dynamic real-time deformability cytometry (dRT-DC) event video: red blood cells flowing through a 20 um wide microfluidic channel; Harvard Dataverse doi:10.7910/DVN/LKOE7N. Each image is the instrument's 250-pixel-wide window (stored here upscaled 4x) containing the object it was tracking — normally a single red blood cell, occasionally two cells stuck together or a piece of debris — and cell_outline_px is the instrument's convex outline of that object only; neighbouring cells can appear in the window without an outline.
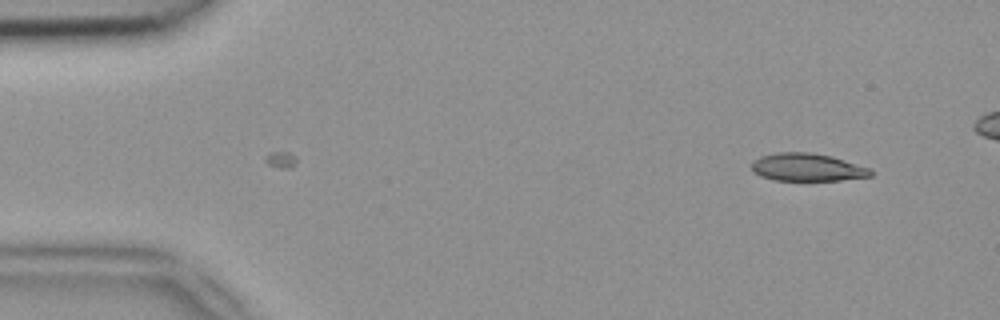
{"species": "common noctule bat (a hibernating species)", "species_latin": "Nyctalus noctula", "temperature_condition": "room temperature", "stored_images_in_passage": 43, "camera_frame_rate_fps": 3000, "um_per_image_px": 0.085, "animal": {"sex": "female", "body_mass_g": 18.4}, "frame": {"image": 1, "passage_image": 1, "time_ms": 0.0, "image_size_px": [1000, 320], "cell_outline_px": [[872, 176], [840, 180], [772, 180], [760, 176], [752, 172], [752, 160], [760, 156], [776, 152], [812, 152], [832, 156], [872, 168]], "centroid_in_image_um": [68.6, 14.21], "position_along_channel_um": 16.4, "area_um2": 19.54}}
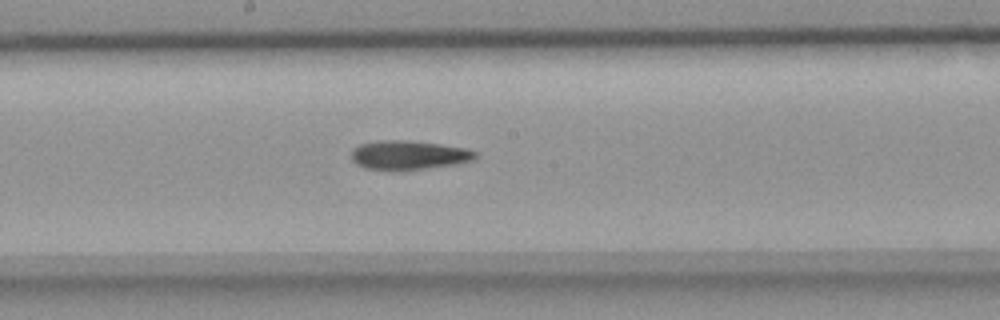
{"frame": {"image": 2, "passage_image": 23, "time_ms": 7.333, "image_size_px": [1000, 320], "cell_outline_px": [[476, 156], [472, 160], [456, 164], [400, 172], [364, 168], [356, 164], [352, 160], [352, 148], [360, 144], [380, 140], [404, 140], [440, 144], [464, 148], [476, 152]], "centroid_in_image_um": [34.68, 13.2], "position_along_channel_um": 213.5, "area_um2": 21.27}}
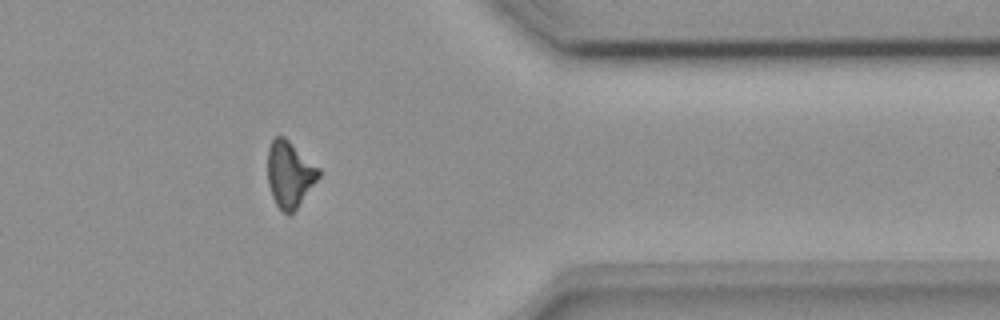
{"frame": {"image": 3, "passage_image": 37, "time_ms": 12.0, "image_size_px": [1000, 320], "cell_outline_px": [[320, 176], [296, 208], [288, 216], [276, 204], [272, 196], [268, 184], [268, 148], [272, 140], [276, 136], [284, 136], [320, 168]], "centroid_in_image_um": [24.62, 14.79], "position_along_channel_um": 386.8, "area_um2": 19.48}}